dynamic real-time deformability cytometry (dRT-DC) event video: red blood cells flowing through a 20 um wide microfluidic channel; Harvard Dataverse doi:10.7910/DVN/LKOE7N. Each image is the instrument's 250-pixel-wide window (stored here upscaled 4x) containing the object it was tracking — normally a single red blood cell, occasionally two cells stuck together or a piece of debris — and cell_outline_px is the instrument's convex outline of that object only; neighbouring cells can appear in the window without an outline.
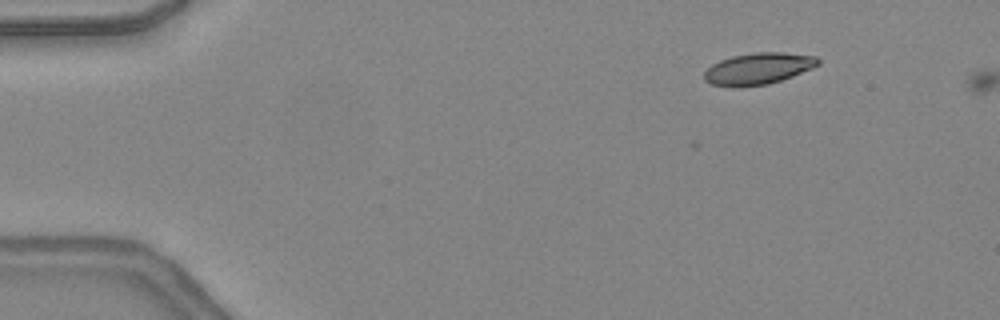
{"species": "common noctule bat (a hibernating species)", "species_latin": "Nyctalus noctula", "temperature_condition": "warm", "stored_images_in_passage": 2, "camera_frame_rate_fps": 3000, "um_per_image_px": 0.085, "animal": {"sex": "female", "body_mass_g": 24.6, "forearm_length_mm": 56.2}, "frame": {"image": 1, "passage_image": 1, "time_ms": 0.0, "image_size_px": [1000, 320], "cell_outline_px": [[820, 64], [812, 68], [792, 76], [768, 84], [712, 84], [704, 80], [704, 72], [712, 64], [720, 60], [732, 56], [756, 52], [780, 52], [816, 56], [820, 60]], "centroid_in_image_um": [64.5, 5.78], "position_along_channel_um": 20.5, "area_um2": 20.17}}